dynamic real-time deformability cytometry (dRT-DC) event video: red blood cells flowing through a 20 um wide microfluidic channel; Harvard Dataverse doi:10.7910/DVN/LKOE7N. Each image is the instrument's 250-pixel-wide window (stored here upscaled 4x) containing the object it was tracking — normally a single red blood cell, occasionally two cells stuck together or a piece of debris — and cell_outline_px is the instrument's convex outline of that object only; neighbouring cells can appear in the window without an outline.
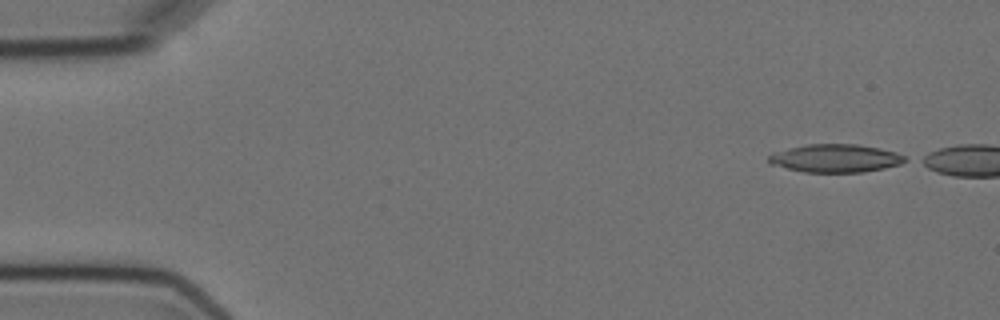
{"species": "Egyptian fruit bat (a non-hibernating species)", "species_latin": "Rousettus aegyptiacus", "temperature_condition": "cold", "stored_images_in_passage": 6, "camera_frame_rate_fps": 3000, "um_per_image_px": 0.085, "animal": {"sex": "female"}, "frame": {"image": 1, "passage_image": 1, "time_ms": 0.0, "image_size_px": [1000, 320], "cell_outline_px": [[908, 160], [900, 164], [884, 168], [864, 172], [804, 172], [768, 164], [768, 156], [772, 152], [788, 148], [808, 144], [856, 144], [880, 148], [896, 152], [904, 156]], "centroid_in_image_um": [70.98, 13.45], "position_along_channel_um": 14.0, "area_um2": 22.43}}
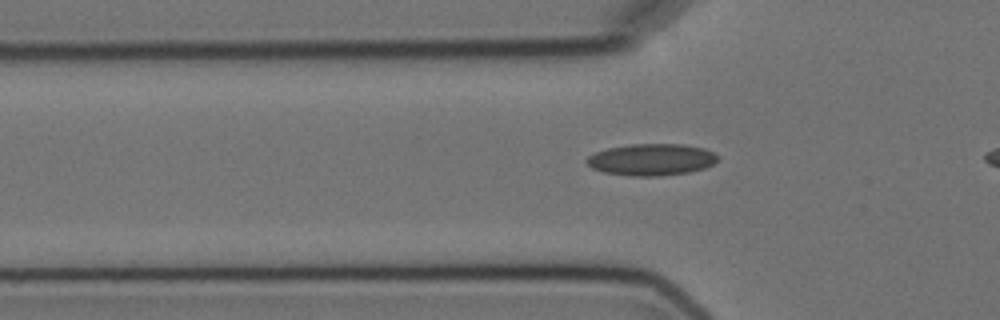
{"frame": {"image": 2, "passage_image": 6, "time_ms": 6.667, "image_size_px": [1000, 320], "cell_outline_px": [[720, 160], [704, 168], [688, 172], [660, 176], [632, 176], [604, 172], [592, 168], [584, 160], [588, 156], [596, 152], [608, 148], [632, 144], [684, 144], [704, 148], [720, 156]], "centroid_in_image_um": [55.4, 13.56], "position_along_channel_um": 70.4, "area_um2": 24.28}}